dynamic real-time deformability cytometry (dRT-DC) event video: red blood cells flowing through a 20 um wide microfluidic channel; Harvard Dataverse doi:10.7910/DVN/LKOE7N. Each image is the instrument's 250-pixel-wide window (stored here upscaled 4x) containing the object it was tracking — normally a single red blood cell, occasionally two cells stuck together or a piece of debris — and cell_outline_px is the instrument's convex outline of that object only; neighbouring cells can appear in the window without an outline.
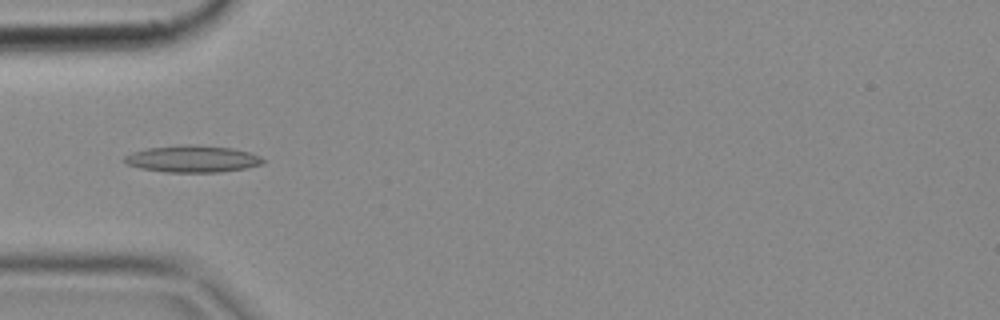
{"species": "common noctule bat (a hibernating species)", "species_latin": "Nyctalus noctula", "temperature_condition": "cold", "stored_images_in_passage": 4, "camera_frame_rate_fps": 3000, "um_per_image_px": 0.085, "animal": {"sex": "female", "body_mass_g": 18.4}, "frame": {"image": 1, "passage_image": 4, "time_ms": 1.0, "image_size_px": [1000, 320], "cell_outline_px": [[268, 160], [264, 164], [244, 168], [220, 172], [164, 172], [140, 168], [128, 164], [124, 160], [124, 156], [132, 152], [148, 148], [184, 144], [188, 144], [232, 148], [248, 152], [260, 156]], "centroid_in_image_um": [16.39, 13.51], "position_along_channel_um": 68.6, "area_um2": 21.68}}